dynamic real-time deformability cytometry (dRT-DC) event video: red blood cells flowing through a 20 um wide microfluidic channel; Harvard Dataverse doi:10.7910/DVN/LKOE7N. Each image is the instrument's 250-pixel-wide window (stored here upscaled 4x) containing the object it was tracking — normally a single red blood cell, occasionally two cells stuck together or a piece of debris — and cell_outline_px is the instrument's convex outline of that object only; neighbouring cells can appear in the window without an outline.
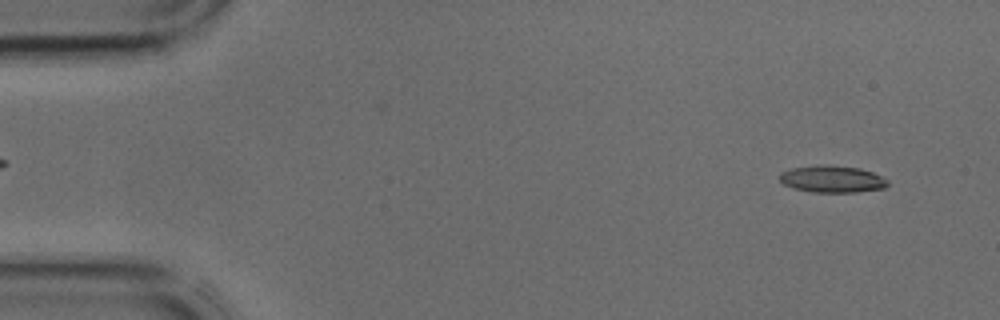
{"species": "common noctule bat (a hibernating species)", "species_latin": "Nyctalus noctula", "temperature_condition": "cold", "stored_images_in_passage": 44, "camera_frame_rate_fps": 3000, "um_per_image_px": 0.085, "animal": {"sex": "male", "body_mass_g": 17.9, "forearm_length_mm": 54.2}, "frame": {"image": 1, "passage_image": 4, "time_ms": 1.0, "image_size_px": [1000, 320], "cell_outline_px": [[888, 184], [884, 188], [856, 192], [812, 192], [792, 188], [784, 184], [780, 180], [780, 172], [792, 168], [816, 164], [828, 164], [860, 168], [872, 172], [888, 180]], "centroid_in_image_um": [70.71, 15.21], "position_along_channel_um": 14.3, "area_um2": 17.11}}
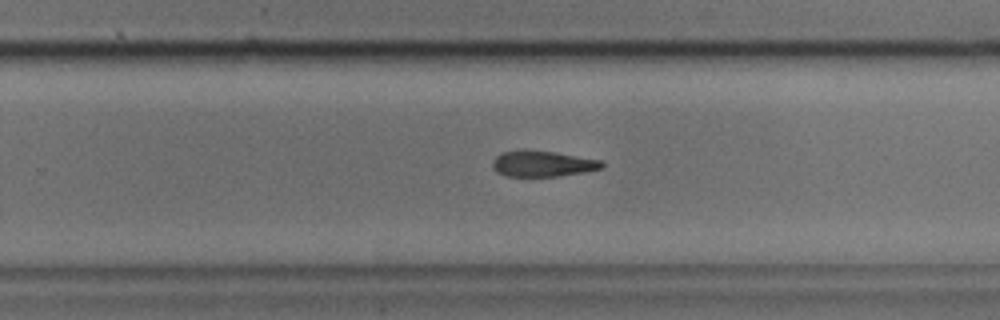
{"frame": {"image": 2, "passage_image": 28, "time_ms": 9.0, "image_size_px": [1000, 320], "cell_outline_px": [[604, 168], [584, 172], [560, 176], [504, 176], [496, 172], [492, 168], [492, 160], [500, 152], [524, 148], [552, 152], [604, 160]], "centroid_in_image_um": [46.09, 13.9], "position_along_channel_um": 283.7, "area_um2": 16.94}}
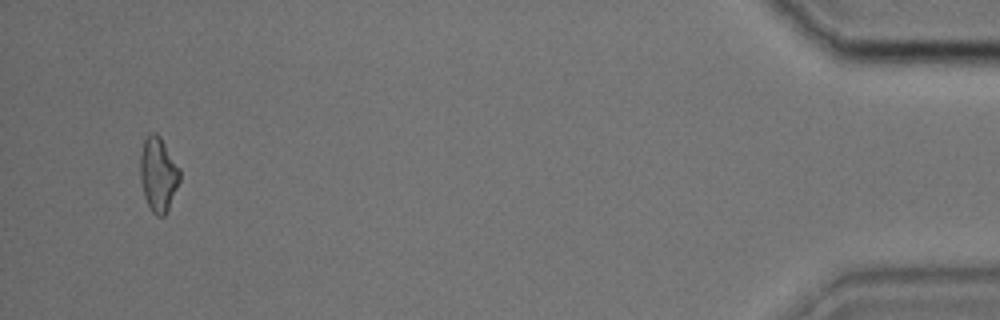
{"frame": {"image": 3, "passage_image": 42, "time_ms": 13.667, "image_size_px": [1000, 320], "cell_outline_px": [[180, 180], [168, 208], [164, 216], [156, 216], [152, 212], [144, 196], [140, 180], [140, 156], [144, 140], [152, 132], [156, 132], [160, 136], [180, 168]], "centroid_in_image_um": [13.45, 14.81], "position_along_channel_um": 421.8, "area_um2": 17.05}}